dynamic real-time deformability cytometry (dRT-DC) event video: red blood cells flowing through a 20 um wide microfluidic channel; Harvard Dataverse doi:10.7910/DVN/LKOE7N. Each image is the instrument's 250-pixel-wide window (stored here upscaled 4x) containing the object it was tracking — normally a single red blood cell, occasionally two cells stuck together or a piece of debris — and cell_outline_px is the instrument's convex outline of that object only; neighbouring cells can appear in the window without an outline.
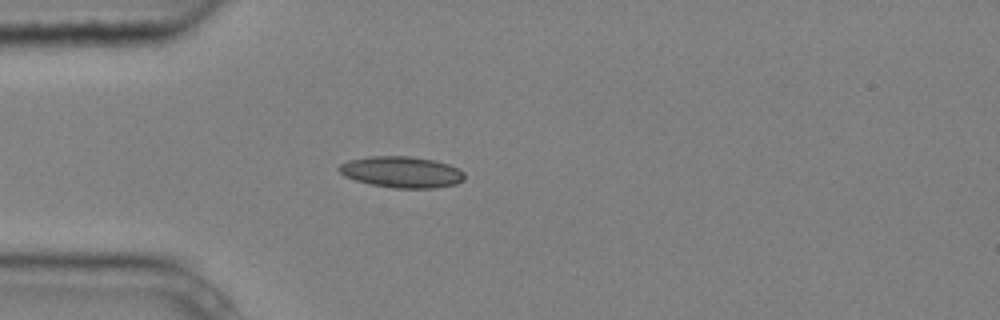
{"species": "common noctule bat (a hibernating species)", "species_latin": "Nyctalus noctula", "temperature_condition": "cold", "stored_images_in_passage": 3, "camera_frame_rate_fps": 3000, "um_per_image_px": 0.085, "animal": {"sex": "male", "body_mass_g": 20.4}, "frame": {"image": 1, "passage_image": 2, "time_ms": 0.333, "image_size_px": [1000, 320], "cell_outline_px": [[464, 180], [456, 184], [436, 188], [392, 188], [372, 184], [356, 180], [344, 176], [336, 168], [340, 164], [348, 160], [368, 156], [408, 156], [432, 160], [448, 164], [464, 172]], "centroid_in_image_um": [34.12, 14.62], "position_along_channel_um": 50.9, "area_um2": 22.83}}